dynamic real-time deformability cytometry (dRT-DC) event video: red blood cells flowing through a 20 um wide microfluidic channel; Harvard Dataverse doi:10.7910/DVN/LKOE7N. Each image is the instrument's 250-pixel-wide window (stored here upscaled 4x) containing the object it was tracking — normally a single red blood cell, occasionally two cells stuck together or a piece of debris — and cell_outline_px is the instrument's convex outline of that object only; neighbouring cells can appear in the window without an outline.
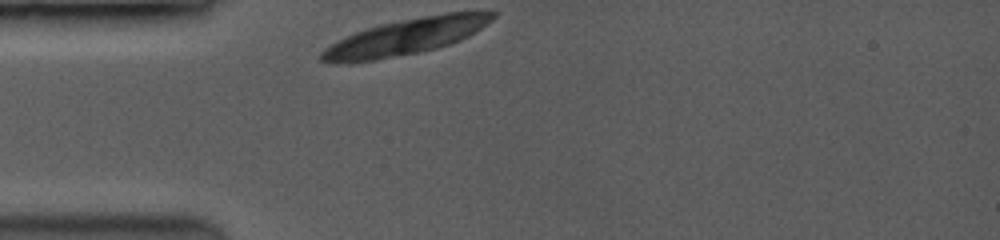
{"species": "common noctule bat (a hibernating species)", "species_latin": "Nyctalus noctula", "temperature_condition": "room temperature", "stored_images_in_passage": 6, "camera_frame_rate_fps": 3500, "um_per_image_px": 0.085, "animal": {"sex": "female", "body_mass_g": 19.0, "forearm_length_mm": 53.3}, "frame": {"image": 1, "passage_image": 1, "time_ms": 0.0, "image_size_px": [1000, 240], "cell_outline_px": [[496, 16], [492, 20], [468, 36], [460, 40], [436, 48], [376, 60], [336, 64], [332, 64], [320, 60], [320, 52], [324, 48], [356, 32], [380, 24], [444, 12], [496, 12]], "centroid_in_image_um": [34.45, 3.13], "position_along_channel_um": 50.5, "area_um2": 35.37}}